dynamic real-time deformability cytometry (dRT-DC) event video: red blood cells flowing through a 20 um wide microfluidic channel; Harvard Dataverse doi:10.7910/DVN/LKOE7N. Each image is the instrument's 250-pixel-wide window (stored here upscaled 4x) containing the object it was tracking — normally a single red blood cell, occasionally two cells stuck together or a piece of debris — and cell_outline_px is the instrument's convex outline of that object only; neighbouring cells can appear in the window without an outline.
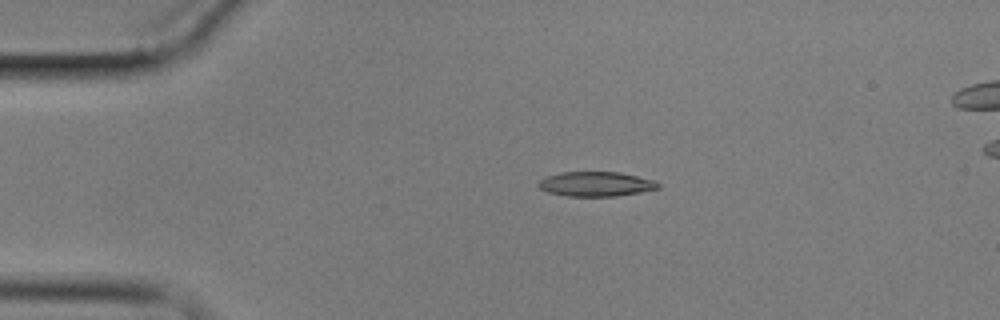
{"species": "common noctule bat (a hibernating species)", "species_latin": "Nyctalus noctula", "temperature_condition": "cold", "stored_images_in_passage": 4, "camera_frame_rate_fps": 3000, "um_per_image_px": 0.085, "animal": {"sex": "male", "body_mass_g": 17.9}, "frame": {"image": 1, "passage_image": 2, "time_ms": 1.333, "image_size_px": [1000, 320], "cell_outline_px": [[660, 188], [640, 192], [616, 196], [568, 196], [548, 192], [540, 188], [536, 184], [544, 176], [560, 172], [620, 172], [656, 180], [660, 184]], "centroid_in_image_um": [50.65, 15.63], "position_along_channel_um": 34.3, "area_um2": 17.34}}